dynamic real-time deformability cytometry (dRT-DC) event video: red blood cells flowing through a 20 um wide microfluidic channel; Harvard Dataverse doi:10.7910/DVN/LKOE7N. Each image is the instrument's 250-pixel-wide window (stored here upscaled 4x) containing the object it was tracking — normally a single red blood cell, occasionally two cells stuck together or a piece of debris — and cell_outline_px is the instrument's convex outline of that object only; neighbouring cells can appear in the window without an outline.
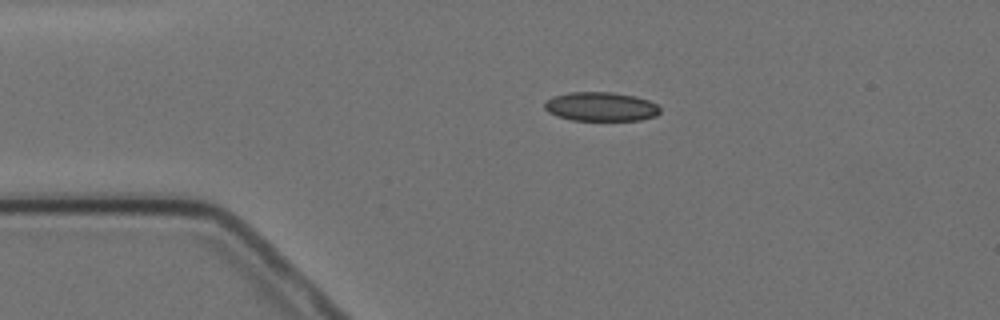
{"species": "Egyptian fruit bat (a non-hibernating species)", "species_latin": "Rousettus aegyptiacus", "temperature_condition": "cold", "stored_images_in_passage": 2, "camera_frame_rate_fps": 3000, "um_per_image_px": 0.085, "animal": {"sex": "female"}, "frame": {"image": 1, "passage_image": 1, "time_ms": 0.0, "image_size_px": [1000, 320], "cell_outline_px": [[660, 112], [656, 116], [640, 120], [572, 120], [556, 116], [548, 112], [544, 108], [544, 104], [552, 96], [568, 92], [612, 92], [636, 96], [648, 100], [656, 104], [660, 108]], "centroid_in_image_um": [51.07, 9.06], "position_along_channel_um": 33.9, "area_um2": 19.65}}